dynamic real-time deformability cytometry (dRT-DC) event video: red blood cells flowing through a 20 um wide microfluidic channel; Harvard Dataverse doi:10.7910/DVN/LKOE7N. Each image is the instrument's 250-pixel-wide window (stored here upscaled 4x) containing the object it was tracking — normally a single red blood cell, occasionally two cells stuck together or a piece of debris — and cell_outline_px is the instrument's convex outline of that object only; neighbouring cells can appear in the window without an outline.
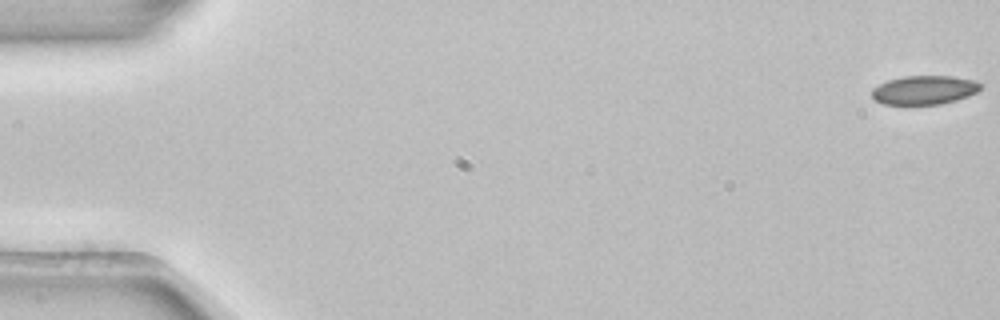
{"species": "common noctule bat (a hibernating species)", "species_latin": "Nyctalus noctula", "temperature_condition": "room temperature", "stored_images_in_passage": 11, "camera_frame_rate_fps": 3000, "um_per_image_px": 0.085, "animal": {"sex": "female", "body_mass_g": 22.7, "forearm_length_mm": 54.2}, "frame": {"image": 1, "passage_image": 1, "time_ms": 0.0, "image_size_px": [1000, 320], "cell_outline_px": [[984, 84], [976, 92], [968, 96], [956, 100], [940, 104], [884, 104], [876, 100], [872, 96], [872, 88], [888, 80], [904, 76], [952, 76], [976, 80]], "centroid_in_image_um": [78.6, 7.64], "position_along_channel_um": 6.4, "area_um2": 18.26}}